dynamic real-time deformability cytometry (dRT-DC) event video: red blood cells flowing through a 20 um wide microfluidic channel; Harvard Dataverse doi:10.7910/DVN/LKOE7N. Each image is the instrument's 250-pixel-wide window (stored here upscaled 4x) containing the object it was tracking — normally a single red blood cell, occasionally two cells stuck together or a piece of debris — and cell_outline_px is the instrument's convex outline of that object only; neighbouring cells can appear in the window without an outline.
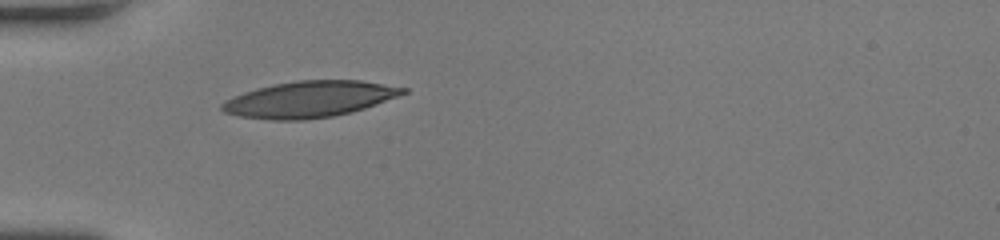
{"species": "human", "species_latin": "Homo sapiens", "temperature_condition": "room temperature", "stored_images_in_passage": 34, "camera_frame_rate_fps": 3000, "um_per_image_px": 0.085, "donor": {"sex": "female"}, "frame": {"image": 1, "passage_image": 1, "time_ms": 0.0, "image_size_px": [1000, 240], "cell_outline_px": [[408, 92], [364, 108], [352, 112], [332, 116], [304, 120], [272, 120], [240, 116], [224, 112], [220, 108], [220, 104], [224, 100], [232, 96], [256, 88], [296, 80], [360, 80], [408, 88]], "centroid_in_image_um": [26.27, 8.43], "position_along_channel_um": 58.7, "area_um2": 38.09}}
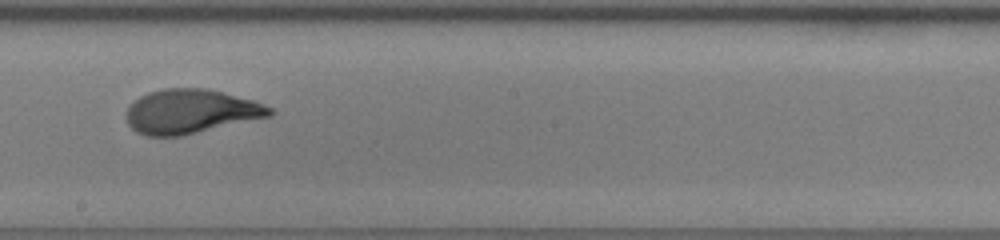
{"frame": {"image": 2, "passage_image": 14, "time_ms": 4.333, "image_size_px": [1000, 240], "cell_outline_px": [[276, 112], [272, 116], [180, 136], [148, 136], [136, 132], [128, 124], [128, 104], [140, 96], [148, 92], [164, 88], [208, 88], [252, 100], [272, 108]], "centroid_in_image_um": [16.22, 9.47], "position_along_channel_um": 232.0, "area_um2": 36.93}}
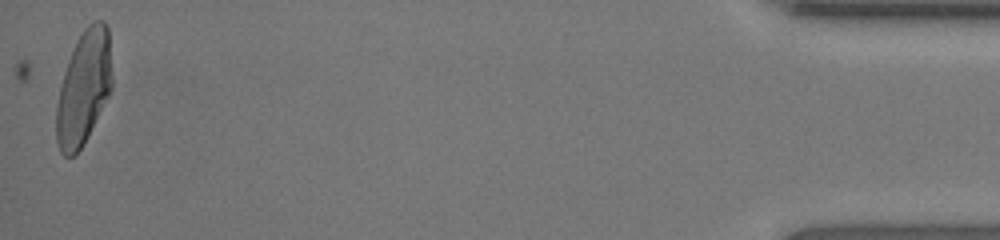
{"frame": {"image": 3, "passage_image": 34, "time_ms": 11.0, "image_size_px": [1000, 240], "cell_outline_px": [[112, 88], [88, 136], [80, 148], [72, 156], [64, 156], [60, 152], [56, 140], [56, 104], [64, 72], [68, 60], [84, 28], [92, 20], [104, 20], [108, 28], [112, 80]], "centroid_in_image_um": [7.11, 7.46], "position_along_channel_um": 428.1, "area_um2": 36.65}, "authors_computed_cell_mechanics": {"area_um2": 36.7608, "velocity_mm_per_s": 4.2365, "shape_relaxation_time_tau1_ms": 4.6826, "shape_relaxation_time_tau2_ms": null, "deformation_change_tau1": 0.2352, "deformation_change_tau2": null}}